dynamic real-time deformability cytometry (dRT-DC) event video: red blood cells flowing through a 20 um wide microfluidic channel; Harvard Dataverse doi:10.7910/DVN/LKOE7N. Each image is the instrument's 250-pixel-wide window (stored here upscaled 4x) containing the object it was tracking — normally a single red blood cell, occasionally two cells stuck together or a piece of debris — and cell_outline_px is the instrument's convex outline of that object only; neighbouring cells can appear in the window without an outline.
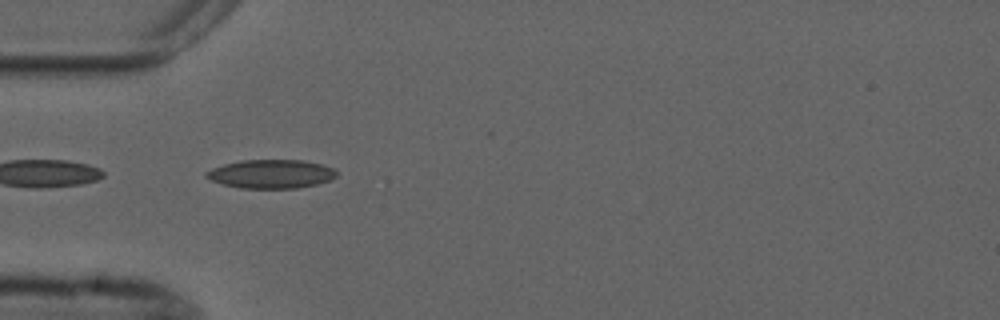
{"species": "common noctule bat (a hibernating species)", "species_latin": "Nyctalus noctula", "temperature_condition": "cold", "stored_images_in_passage": 7, "camera_frame_rate_fps": 3000, "um_per_image_px": 0.085, "animal": {"sex": "male", "forearm_length_mm": 52.5}, "frame": {"image": 1, "passage_image": 5, "time_ms": 4.667, "image_size_px": [1000, 320], "cell_outline_px": [[336, 176], [328, 180], [316, 184], [296, 188], [240, 188], [224, 184], [212, 180], [204, 176], [204, 172], [212, 168], [224, 164], [240, 160], [304, 160], [324, 164], [336, 168]], "centroid_in_image_um": [23.05, 14.77], "position_along_channel_um": 62.0, "area_um2": 21.85}}
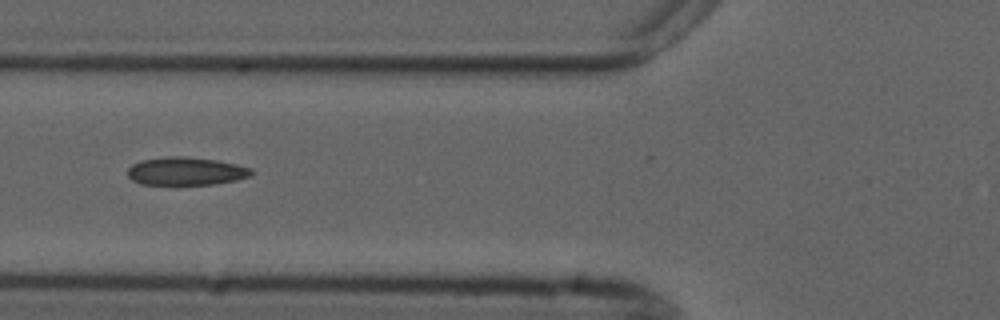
{"frame": {"image": 2, "passage_image": 6, "time_ms": 6.0, "image_size_px": [1000, 320], "cell_outline_px": [[252, 176], [236, 180], [216, 184], [140, 184], [132, 180], [128, 176], [128, 168], [132, 164], [140, 160], [168, 156], [184, 156], [216, 160], [236, 164], [252, 168]], "centroid_in_image_um": [15.81, 14.54], "position_along_channel_um": 110.0, "area_um2": 20.29}}
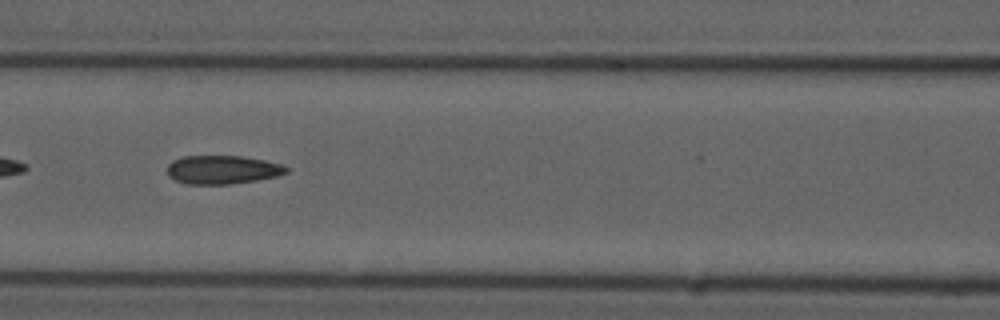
{"frame": {"image": 3, "passage_image": 7, "time_ms": 7.0, "image_size_px": [1000, 320], "cell_outline_px": [[288, 172], [276, 176], [256, 180], [228, 184], [188, 184], [176, 180], [168, 176], [168, 164], [172, 160], [184, 156], [240, 156], [264, 160], [280, 164], [288, 168]], "centroid_in_image_um": [18.88, 14.42], "position_along_channel_um": 147.7, "area_um2": 19.65}}